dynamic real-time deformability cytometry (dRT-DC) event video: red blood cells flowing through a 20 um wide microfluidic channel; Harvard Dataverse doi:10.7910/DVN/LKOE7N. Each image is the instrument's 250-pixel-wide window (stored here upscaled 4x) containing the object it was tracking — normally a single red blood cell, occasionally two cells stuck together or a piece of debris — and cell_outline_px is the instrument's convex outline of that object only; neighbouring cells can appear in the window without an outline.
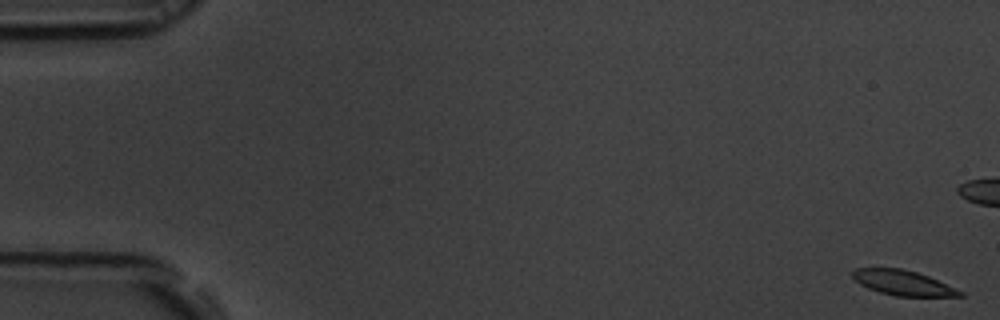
{"species": "common noctule bat (a hibernating species)", "species_latin": "Nyctalus noctula", "temperature_condition": "room temperature", "stored_images_in_passage": 57, "camera_frame_rate_fps": 3000, "um_per_image_px": 0.085, "animal": {"sex": "male", "body_mass_g": 19.5, "forearm_length_mm": 54.6}, "frame": {"image": 1, "passage_image": 1, "time_ms": 0.0, "image_size_px": [1000, 320], "cell_outline_px": [[964, 296], [896, 296], [880, 292], [868, 288], [860, 284], [852, 276], [852, 272], [856, 268], [900, 268], [916, 272], [928, 276], [964, 292]], "centroid_in_image_um": [76.75, 24.04], "position_along_channel_um": 8.3, "area_um2": 15.43}}
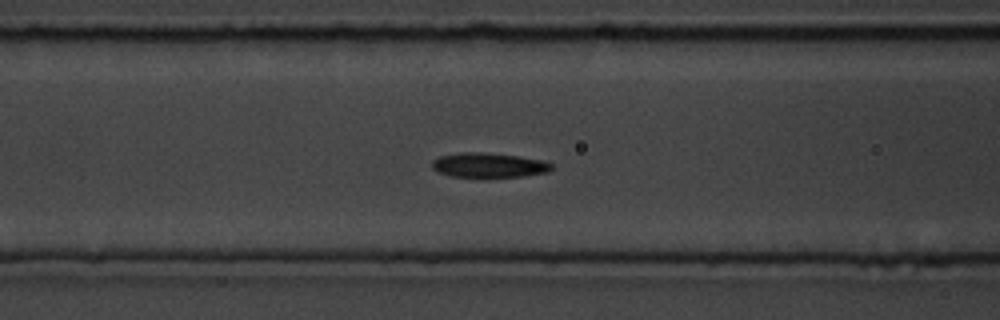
{"frame": {"image": 2, "passage_image": 23, "time_ms": 7.333, "image_size_px": [1000, 320], "cell_outline_px": [[552, 168], [548, 172], [524, 176], [484, 180], [452, 176], [440, 172], [432, 168], [432, 160], [440, 156], [460, 152], [480, 152], [520, 156], [544, 160], [552, 164]], "centroid_in_image_um": [41.56, 14.08], "position_along_channel_um": 125.0, "area_um2": 17.98}}
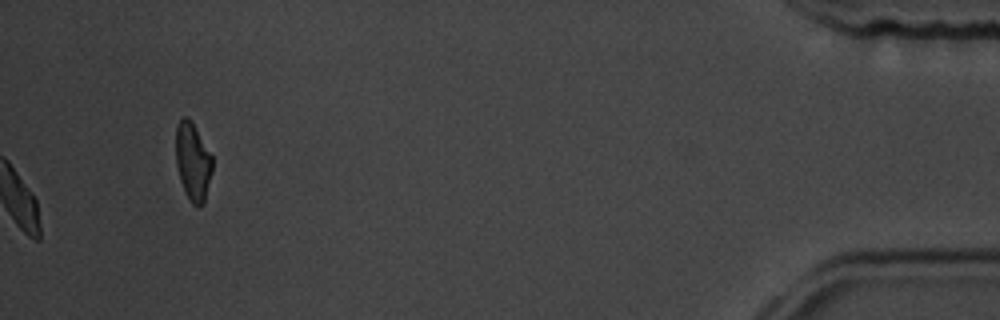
{"frame": {"image": 3, "passage_image": 57, "time_ms": 18.667, "image_size_px": [1000, 320], "cell_outline_px": [[212, 172], [204, 204], [200, 208], [196, 208], [192, 204], [180, 180], [176, 164], [176, 124], [184, 116], [188, 116], [212, 156]], "centroid_in_image_um": [16.39, 13.77], "position_along_channel_um": 418.8, "area_um2": 16.53}, "authors_computed_cell_mechanics": {"area_um2": 17.051, "velocity_mm_per_s": 3.6448, "shape_relaxation_time_tau1_ms": 2.4459, "shape_relaxation_time_tau2_ms": 3.9337, "deformation_change_tau1": 0.1036, "deformation_change_tau2": 0.0958}}